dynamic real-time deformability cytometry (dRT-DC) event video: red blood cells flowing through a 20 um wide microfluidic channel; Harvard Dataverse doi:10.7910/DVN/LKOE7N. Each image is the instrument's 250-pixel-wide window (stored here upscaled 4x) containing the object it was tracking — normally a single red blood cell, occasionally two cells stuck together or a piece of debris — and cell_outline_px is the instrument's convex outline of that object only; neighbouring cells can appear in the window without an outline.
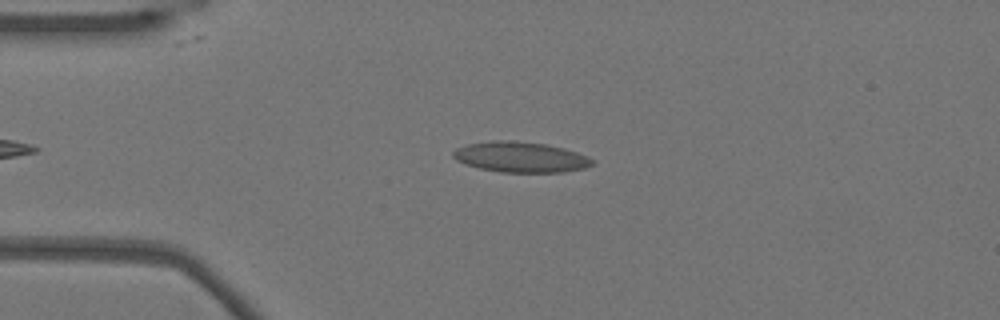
{"species": "Egyptian fruit bat (a non-hibernating species)", "species_latin": "Rousettus aegyptiacus", "temperature_condition": "warm", "stored_images_in_passage": 44, "camera_frame_rate_fps": 3000, "um_per_image_px": 0.085, "animal": {"sex": "female"}, "frame": {"image": 1, "passage_image": 9, "time_ms": 2.667, "image_size_px": [1000, 320], "cell_outline_px": [[592, 164], [584, 168], [564, 172], [500, 172], [480, 168], [464, 164], [456, 160], [452, 156], [452, 152], [456, 148], [468, 144], [496, 140], [512, 140], [544, 144], [564, 148], [588, 156], [592, 160]], "centroid_in_image_um": [44.21, 13.35], "position_along_channel_um": 40.8, "area_um2": 24.62}}
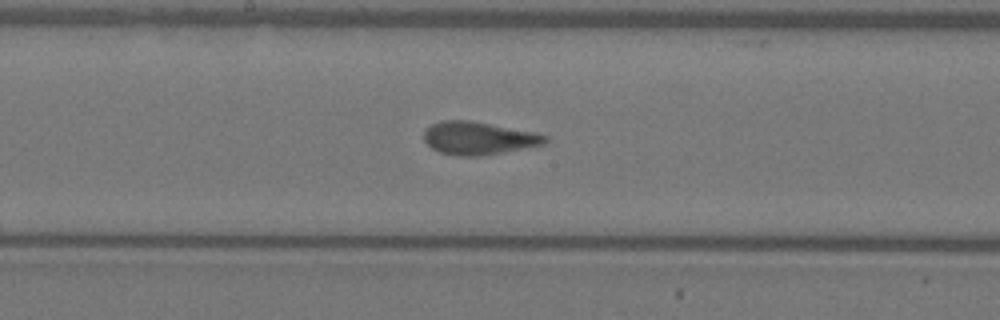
{"frame": {"image": 2, "passage_image": 24, "time_ms": 7.667, "image_size_px": [1000, 320], "cell_outline_px": [[548, 140], [544, 144], [480, 156], [456, 156], [440, 152], [432, 148], [424, 140], [424, 132], [432, 124], [440, 120], [472, 120], [536, 132], [548, 136]], "centroid_in_image_um": [40.68, 11.73], "position_along_channel_um": 207.5, "area_um2": 23.24}}
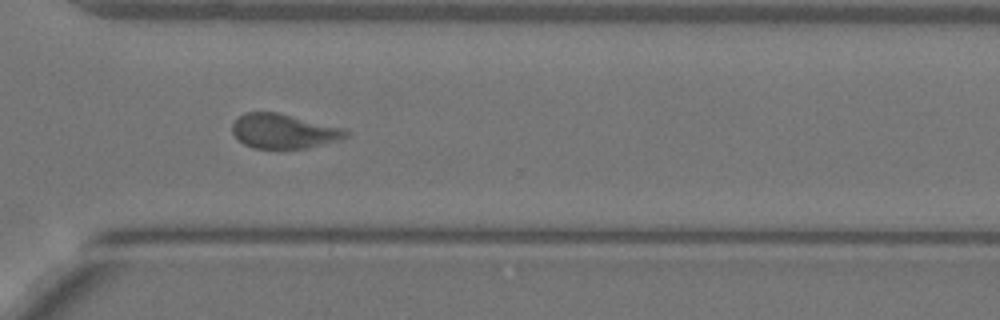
{"frame": {"image": 3, "passage_image": 35, "time_ms": 11.333, "image_size_px": [1000, 320], "cell_outline_px": [[348, 136], [340, 140], [308, 148], [252, 148], [244, 144], [232, 132], [232, 124], [244, 112], [276, 112], [344, 128], [348, 132]], "centroid_in_image_um": [24.12, 11.15], "position_along_channel_um": 346.5, "area_um2": 22.72}, "authors_computed_cell_mechanics": {"area_um2": 23.2356, "velocity_mm_per_s": 3.8048, "shape_relaxation_time_tau1_ms": null, "shape_relaxation_time_tau2_ms": 1.1599, "deformation_change_tau1": null, "deformation_change_tau2": 0.0696}}